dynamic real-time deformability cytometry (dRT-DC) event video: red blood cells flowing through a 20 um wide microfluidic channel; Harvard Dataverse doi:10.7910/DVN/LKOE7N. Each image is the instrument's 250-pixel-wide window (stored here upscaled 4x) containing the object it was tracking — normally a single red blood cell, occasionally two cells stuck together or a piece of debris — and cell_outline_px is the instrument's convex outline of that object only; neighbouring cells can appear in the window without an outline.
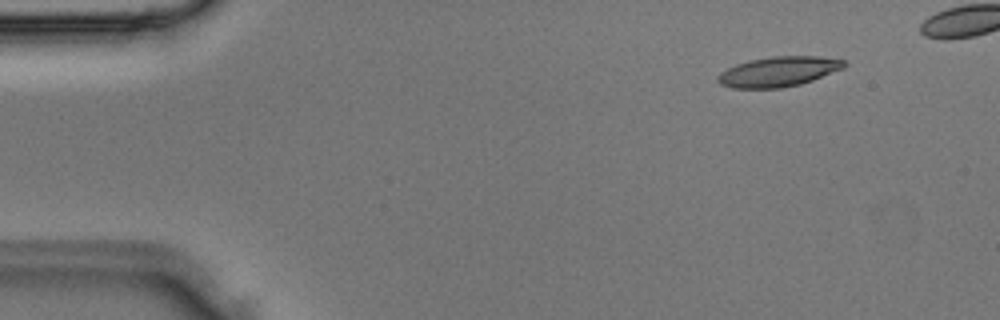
{"species": "Egyptian fruit bat (a non-hibernating species)", "species_latin": "Rousettus aegyptiacus", "temperature_condition": "room temperature", "stored_images_in_passage": 3, "camera_frame_rate_fps": 3000, "um_per_image_px": 0.085, "animal": {"sex": "male"}, "frame": {"image": 1, "passage_image": 2, "time_ms": 0.333, "image_size_px": [1000, 320], "cell_outline_px": [[848, 64], [844, 68], [812, 80], [800, 84], [780, 88], [732, 88], [720, 84], [716, 80], [716, 76], [720, 72], [736, 64], [748, 60], [772, 56], [820, 56], [844, 60]], "centroid_in_image_um": [66.16, 6.08], "position_along_channel_um": 18.8, "area_um2": 22.2}}